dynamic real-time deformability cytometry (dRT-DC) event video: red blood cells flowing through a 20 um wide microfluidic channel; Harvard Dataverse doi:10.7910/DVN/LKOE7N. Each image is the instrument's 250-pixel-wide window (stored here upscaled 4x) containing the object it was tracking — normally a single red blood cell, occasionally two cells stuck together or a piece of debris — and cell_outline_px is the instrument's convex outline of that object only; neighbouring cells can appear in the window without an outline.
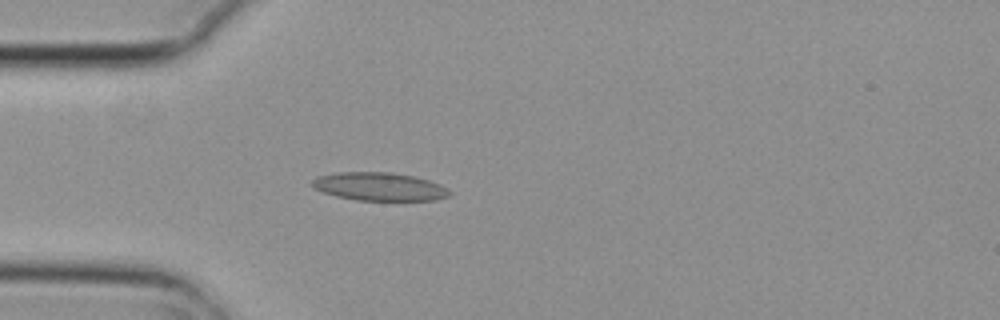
{"species": "common noctule bat (a hibernating species)", "species_latin": "Nyctalus noctula", "temperature_condition": "cold", "stored_images_in_passage": 3, "camera_frame_rate_fps": 3000, "um_per_image_px": 0.085, "animal": {"sex": "female", "body_mass_g": 29.2, "forearm_length_mm": 56.3}, "frame": {"image": 1, "passage_image": 3, "time_ms": 0.667, "image_size_px": [1000, 320], "cell_outline_px": [[452, 192], [448, 196], [436, 200], [356, 200], [336, 196], [312, 188], [308, 184], [316, 176], [336, 172], [392, 172], [412, 176], [428, 180], [440, 184], [448, 188]], "centroid_in_image_um": [32.2, 15.85], "position_along_channel_um": 52.8, "area_um2": 22.77}}